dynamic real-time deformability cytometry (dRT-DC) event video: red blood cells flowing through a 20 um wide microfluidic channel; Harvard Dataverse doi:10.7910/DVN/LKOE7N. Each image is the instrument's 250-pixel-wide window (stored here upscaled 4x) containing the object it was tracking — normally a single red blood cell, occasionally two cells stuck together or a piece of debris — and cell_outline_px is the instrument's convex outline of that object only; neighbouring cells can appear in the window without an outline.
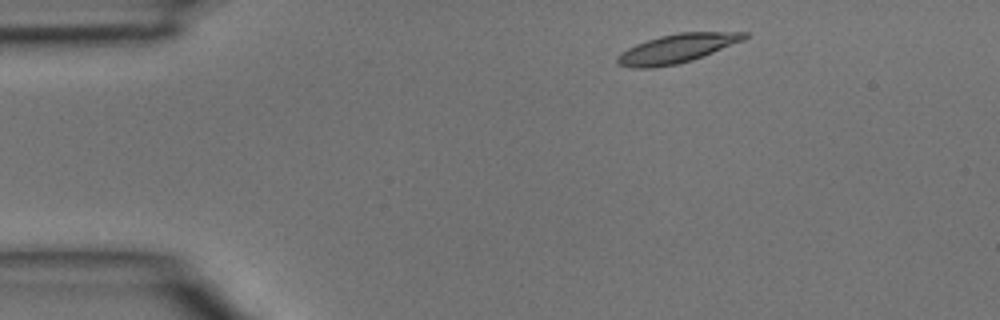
{"species": "common noctule bat (a hibernating species)", "species_latin": "Nyctalus noctula", "temperature_condition": "room temperature", "stored_images_in_passage": 3, "camera_frame_rate_fps": 3000, "um_per_image_px": 0.085, "animal": {"sex": "male", "body_mass_g": 15.6}, "frame": {"image": 1, "passage_image": 1, "time_ms": 0.0, "image_size_px": [1000, 320], "cell_outline_px": [[748, 36], [744, 40], [692, 60], [676, 64], [652, 68], [632, 68], [616, 64], [616, 56], [620, 52], [636, 44], [660, 36], [680, 32], [748, 32]], "centroid_in_image_um": [57.5, 4.13], "position_along_channel_um": 27.5, "area_um2": 21.27}}
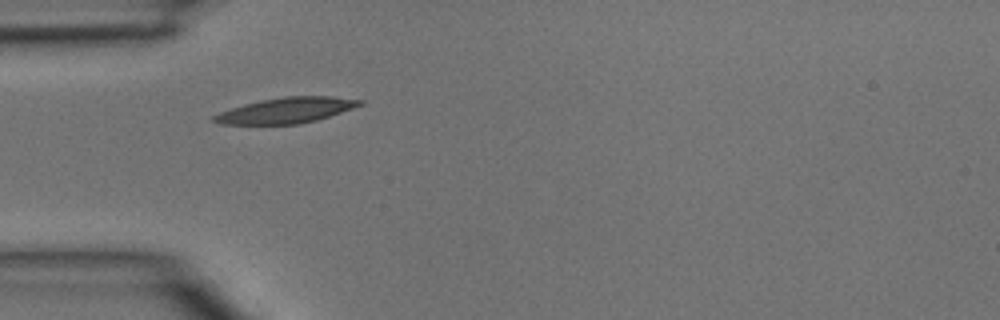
{"frame": {"image": 2, "passage_image": 2, "time_ms": 0.333, "image_size_px": [1000, 320], "cell_outline_px": [[364, 104], [316, 120], [300, 124], [220, 124], [212, 120], [212, 116], [220, 112], [244, 104], [284, 96], [332, 96], [364, 100]], "centroid_in_image_um": [24.34, 9.37], "position_along_channel_um": 60.7, "area_um2": 21.5}}